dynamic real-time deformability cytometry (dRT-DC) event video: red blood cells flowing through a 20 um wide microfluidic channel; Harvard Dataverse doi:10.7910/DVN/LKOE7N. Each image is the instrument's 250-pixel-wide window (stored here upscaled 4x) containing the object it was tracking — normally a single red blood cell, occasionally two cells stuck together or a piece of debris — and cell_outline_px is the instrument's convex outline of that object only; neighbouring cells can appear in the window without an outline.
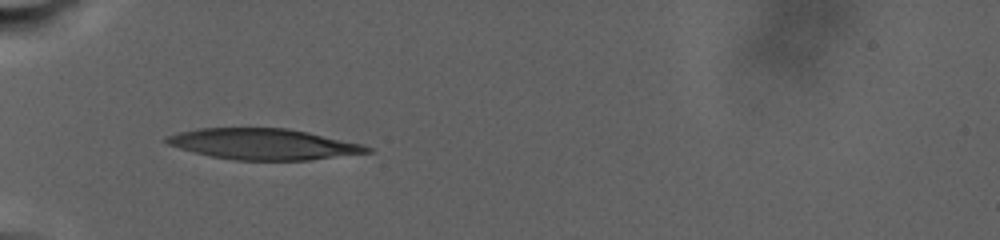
{"species": "human", "species_latin": "Homo sapiens", "temperature_condition": "warm", "stored_images_in_passage": 47, "camera_frame_rate_fps": 3000, "um_per_image_px": 0.085, "donor": {"sex": "male"}, "frame": {"image": 1, "passage_image": 1, "time_ms": 0.0, "image_size_px": [1000, 240], "cell_outline_px": [[372, 152], [308, 160], [236, 160], [212, 156], [180, 148], [168, 144], [164, 140], [168, 136], [180, 132], [200, 128], [288, 128], [308, 132], [364, 144], [372, 148]], "centroid_in_image_um": [22.45, 12.24], "position_along_channel_um": 62.6, "area_um2": 35.84}}
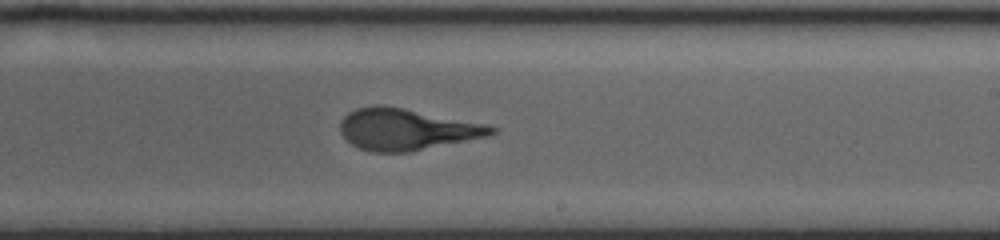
{"frame": {"image": 2, "passage_image": 27, "time_ms": 8.333, "image_size_px": [1000, 240], "cell_outline_px": [[496, 132], [488, 136], [412, 152], [372, 152], [360, 148], [352, 144], [340, 132], [340, 120], [348, 112], [356, 108], [372, 104], [384, 104], [488, 124], [496, 128]], "centroid_in_image_um": [34.55, 10.98], "position_along_channel_um": 254.5, "area_um2": 36.88}}
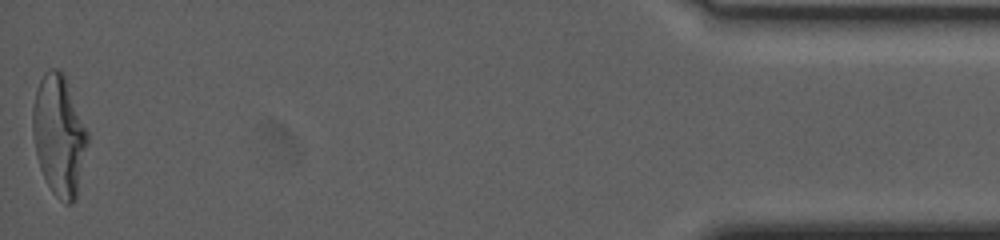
{"frame": {"image": 3, "passage_image": 47, "time_ms": 18.667, "image_size_px": [1000, 240], "cell_outline_px": [[88, 144], [76, 196], [72, 204], [64, 204], [52, 192], [40, 168], [36, 156], [32, 132], [32, 108], [36, 88], [44, 72], [48, 68], [56, 68], [64, 76], [88, 132]], "centroid_in_image_um": [5.0, 11.51], "position_along_channel_um": 430.2, "area_um2": 38.32}, "authors_computed_cell_mechanics": {"area_um2": 36.7608, "velocity_mm_per_s": 2.4401, "shape_relaxation_time_tau1_ms": 8.1719, "shape_relaxation_time_tau2_ms": 1.6418, "deformation_change_tau1": 0.2706, "deformation_change_tau2": 0.1097}}